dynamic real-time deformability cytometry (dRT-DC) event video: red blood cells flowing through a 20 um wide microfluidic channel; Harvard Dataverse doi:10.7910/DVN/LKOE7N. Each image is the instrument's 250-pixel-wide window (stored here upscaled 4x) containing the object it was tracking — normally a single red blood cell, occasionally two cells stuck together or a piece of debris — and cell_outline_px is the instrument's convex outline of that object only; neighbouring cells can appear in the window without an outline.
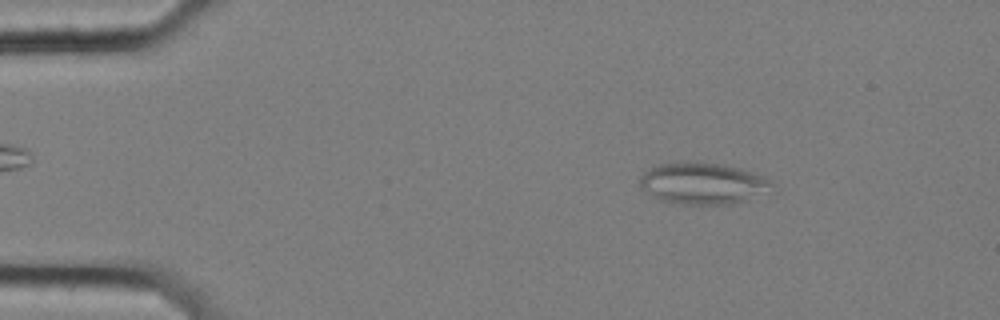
{"species": "common noctule bat (a hibernating species)", "species_latin": "Nyctalus noctula", "temperature_condition": "cold", "stored_images_in_passage": 57, "camera_frame_rate_fps": 3000, "um_per_image_px": 0.085, "animal": {"sex": "female", "body_mass_g": 25.1}, "frame": {"image": 1, "passage_image": 8, "time_ms": 2.333, "image_size_px": [1000, 320], "cell_outline_px": [[772, 184], [748, 200], [732, 204], [684, 204], [660, 200], [640, 188], [640, 176], [644, 172], [656, 164], [680, 160], [700, 160], [724, 164], [740, 168], [764, 176]], "centroid_in_image_um": [59.63, 15.54], "position_along_channel_um": 25.4, "area_um2": 32.14}}
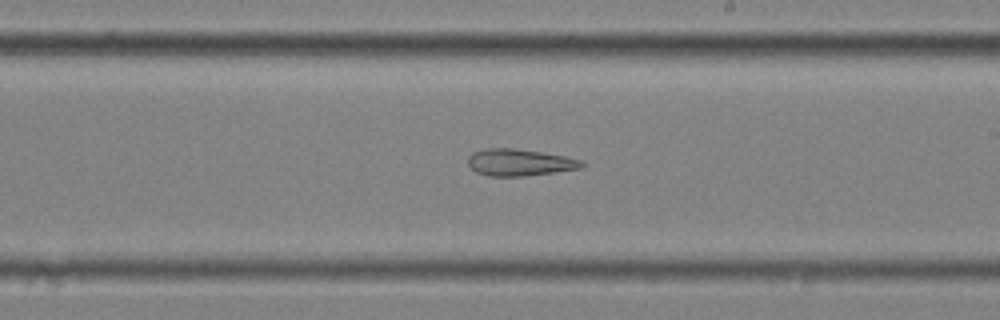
{"frame": {"image": 2, "passage_image": 33, "time_ms": 10.667, "image_size_px": [1000, 320], "cell_outline_px": [[588, 164], [584, 168], [556, 172], [524, 176], [488, 176], [476, 172], [468, 164], [468, 156], [472, 152], [484, 148], [512, 148], [568, 156], [580, 160]], "centroid_in_image_um": [44.2, 13.81], "position_along_channel_um": 244.8, "area_um2": 18.03}}
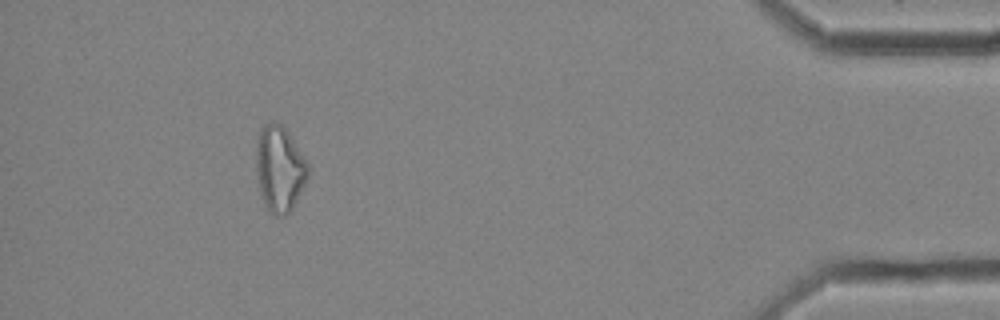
{"frame": {"image": 3, "passage_image": 52, "time_ms": 17.0, "image_size_px": [1000, 320], "cell_outline_px": [[312, 168], [292, 208], [284, 216], [276, 216], [268, 212], [264, 208], [260, 192], [256, 172], [256, 140], [260, 128], [264, 124], [272, 120], [280, 124], [288, 132]], "centroid_in_image_um": [23.75, 14.34], "position_along_channel_um": 411.5, "area_um2": 26.36}, "authors_computed_cell_mechanics": {"area_um2": 23.409, "velocity_mm_per_s": 3.5081, "shape_relaxation_time_tau1_ms": null, "shape_relaxation_time_tau2_ms": 6.7701, "deformation_change_tau1": null, "deformation_change_tau2": 0.1933}}